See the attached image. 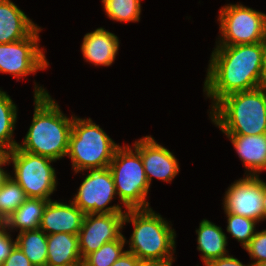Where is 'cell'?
<instances>
[{"label": "cell", "mask_w": 266, "mask_h": 266, "mask_svg": "<svg viewBox=\"0 0 266 266\" xmlns=\"http://www.w3.org/2000/svg\"><path fill=\"white\" fill-rule=\"evenodd\" d=\"M10 150L4 145L0 144V164L9 156Z\"/></svg>", "instance_id": "836d02e7"}, {"label": "cell", "mask_w": 266, "mask_h": 266, "mask_svg": "<svg viewBox=\"0 0 266 266\" xmlns=\"http://www.w3.org/2000/svg\"><path fill=\"white\" fill-rule=\"evenodd\" d=\"M9 233L5 224L0 223V265L5 261L11 249L16 244V240L13 241Z\"/></svg>", "instance_id": "83f0119b"}, {"label": "cell", "mask_w": 266, "mask_h": 266, "mask_svg": "<svg viewBox=\"0 0 266 266\" xmlns=\"http://www.w3.org/2000/svg\"><path fill=\"white\" fill-rule=\"evenodd\" d=\"M46 266H82L78 235L64 232L47 235Z\"/></svg>", "instance_id": "ac0fdd59"}, {"label": "cell", "mask_w": 266, "mask_h": 266, "mask_svg": "<svg viewBox=\"0 0 266 266\" xmlns=\"http://www.w3.org/2000/svg\"><path fill=\"white\" fill-rule=\"evenodd\" d=\"M257 266H266V260L263 262H260Z\"/></svg>", "instance_id": "8d00e7d4"}, {"label": "cell", "mask_w": 266, "mask_h": 266, "mask_svg": "<svg viewBox=\"0 0 266 266\" xmlns=\"http://www.w3.org/2000/svg\"><path fill=\"white\" fill-rule=\"evenodd\" d=\"M37 27L11 0H0V43L27 38Z\"/></svg>", "instance_id": "e0dca14e"}, {"label": "cell", "mask_w": 266, "mask_h": 266, "mask_svg": "<svg viewBox=\"0 0 266 266\" xmlns=\"http://www.w3.org/2000/svg\"><path fill=\"white\" fill-rule=\"evenodd\" d=\"M262 72L266 86V38L262 41Z\"/></svg>", "instance_id": "1f68e13d"}, {"label": "cell", "mask_w": 266, "mask_h": 266, "mask_svg": "<svg viewBox=\"0 0 266 266\" xmlns=\"http://www.w3.org/2000/svg\"><path fill=\"white\" fill-rule=\"evenodd\" d=\"M107 17L118 22H138L141 0H102Z\"/></svg>", "instance_id": "cb8c5ba5"}, {"label": "cell", "mask_w": 266, "mask_h": 266, "mask_svg": "<svg viewBox=\"0 0 266 266\" xmlns=\"http://www.w3.org/2000/svg\"><path fill=\"white\" fill-rule=\"evenodd\" d=\"M0 266H33L26 255L18 247L17 244L13 246L10 254Z\"/></svg>", "instance_id": "f1b7e54d"}, {"label": "cell", "mask_w": 266, "mask_h": 266, "mask_svg": "<svg viewBox=\"0 0 266 266\" xmlns=\"http://www.w3.org/2000/svg\"><path fill=\"white\" fill-rule=\"evenodd\" d=\"M264 181L259 176L246 175L234 181L225 192L224 212L264 221L262 204Z\"/></svg>", "instance_id": "8fae6325"}, {"label": "cell", "mask_w": 266, "mask_h": 266, "mask_svg": "<svg viewBox=\"0 0 266 266\" xmlns=\"http://www.w3.org/2000/svg\"><path fill=\"white\" fill-rule=\"evenodd\" d=\"M197 233V250L202 253L201 259L206 265L209 261L229 255L226 250L227 236L222 228L213 222L203 219Z\"/></svg>", "instance_id": "d6986e66"}, {"label": "cell", "mask_w": 266, "mask_h": 266, "mask_svg": "<svg viewBox=\"0 0 266 266\" xmlns=\"http://www.w3.org/2000/svg\"><path fill=\"white\" fill-rule=\"evenodd\" d=\"M245 166L246 175L259 176L266 170V133L261 135H226Z\"/></svg>", "instance_id": "2e32d148"}, {"label": "cell", "mask_w": 266, "mask_h": 266, "mask_svg": "<svg viewBox=\"0 0 266 266\" xmlns=\"http://www.w3.org/2000/svg\"><path fill=\"white\" fill-rule=\"evenodd\" d=\"M47 203L48 200L41 198H27L4 222L7 230L19 229L21 233L39 229Z\"/></svg>", "instance_id": "ffe728a7"}, {"label": "cell", "mask_w": 266, "mask_h": 266, "mask_svg": "<svg viewBox=\"0 0 266 266\" xmlns=\"http://www.w3.org/2000/svg\"><path fill=\"white\" fill-rule=\"evenodd\" d=\"M9 165V156L0 164V186L4 183V181L10 176V173L2 168L3 165Z\"/></svg>", "instance_id": "d6a6232c"}, {"label": "cell", "mask_w": 266, "mask_h": 266, "mask_svg": "<svg viewBox=\"0 0 266 266\" xmlns=\"http://www.w3.org/2000/svg\"><path fill=\"white\" fill-rule=\"evenodd\" d=\"M263 210H264V220H266V182L263 186V198H262Z\"/></svg>", "instance_id": "d590c367"}, {"label": "cell", "mask_w": 266, "mask_h": 266, "mask_svg": "<svg viewBox=\"0 0 266 266\" xmlns=\"http://www.w3.org/2000/svg\"><path fill=\"white\" fill-rule=\"evenodd\" d=\"M37 27L27 38L11 43H0V72L12 74L13 78L25 77L49 66L43 49L39 48Z\"/></svg>", "instance_id": "9c48e42d"}, {"label": "cell", "mask_w": 266, "mask_h": 266, "mask_svg": "<svg viewBox=\"0 0 266 266\" xmlns=\"http://www.w3.org/2000/svg\"><path fill=\"white\" fill-rule=\"evenodd\" d=\"M205 266H254V265L252 263L245 265L242 262H240L237 258L227 255V256L220 257L218 259L209 261Z\"/></svg>", "instance_id": "f546056e"}, {"label": "cell", "mask_w": 266, "mask_h": 266, "mask_svg": "<svg viewBox=\"0 0 266 266\" xmlns=\"http://www.w3.org/2000/svg\"><path fill=\"white\" fill-rule=\"evenodd\" d=\"M264 86L262 42L216 45L209 60L204 81L206 96L213 107L228 94Z\"/></svg>", "instance_id": "6da1fadb"}, {"label": "cell", "mask_w": 266, "mask_h": 266, "mask_svg": "<svg viewBox=\"0 0 266 266\" xmlns=\"http://www.w3.org/2000/svg\"><path fill=\"white\" fill-rule=\"evenodd\" d=\"M140 260L126 250L111 266H137Z\"/></svg>", "instance_id": "4dcf8cb0"}, {"label": "cell", "mask_w": 266, "mask_h": 266, "mask_svg": "<svg viewBox=\"0 0 266 266\" xmlns=\"http://www.w3.org/2000/svg\"><path fill=\"white\" fill-rule=\"evenodd\" d=\"M137 266H166V265L153 261H140Z\"/></svg>", "instance_id": "e575fe53"}, {"label": "cell", "mask_w": 266, "mask_h": 266, "mask_svg": "<svg viewBox=\"0 0 266 266\" xmlns=\"http://www.w3.org/2000/svg\"><path fill=\"white\" fill-rule=\"evenodd\" d=\"M26 199L23 188L9 176L0 186V223H4Z\"/></svg>", "instance_id": "603a6c76"}, {"label": "cell", "mask_w": 266, "mask_h": 266, "mask_svg": "<svg viewBox=\"0 0 266 266\" xmlns=\"http://www.w3.org/2000/svg\"><path fill=\"white\" fill-rule=\"evenodd\" d=\"M225 214L227 216V232L245 248L255 235V228L258 222L229 212H225Z\"/></svg>", "instance_id": "484cf974"}, {"label": "cell", "mask_w": 266, "mask_h": 266, "mask_svg": "<svg viewBox=\"0 0 266 266\" xmlns=\"http://www.w3.org/2000/svg\"><path fill=\"white\" fill-rule=\"evenodd\" d=\"M134 226L127 250L140 261H153L166 266H172L173 253L176 248V231L169 222L164 220L152 208L127 209L124 215V225Z\"/></svg>", "instance_id": "277c9868"}, {"label": "cell", "mask_w": 266, "mask_h": 266, "mask_svg": "<svg viewBox=\"0 0 266 266\" xmlns=\"http://www.w3.org/2000/svg\"><path fill=\"white\" fill-rule=\"evenodd\" d=\"M9 162L13 163L14 176H11L24 190L27 198L51 200L56 190L57 180L54 160L19 149L9 152Z\"/></svg>", "instance_id": "52a82bcc"}, {"label": "cell", "mask_w": 266, "mask_h": 266, "mask_svg": "<svg viewBox=\"0 0 266 266\" xmlns=\"http://www.w3.org/2000/svg\"><path fill=\"white\" fill-rule=\"evenodd\" d=\"M16 244L33 266H46L47 234L41 230H29L18 234Z\"/></svg>", "instance_id": "44dd1931"}, {"label": "cell", "mask_w": 266, "mask_h": 266, "mask_svg": "<svg viewBox=\"0 0 266 266\" xmlns=\"http://www.w3.org/2000/svg\"><path fill=\"white\" fill-rule=\"evenodd\" d=\"M119 146L91 118L74 115L66 156L75 173L108 168Z\"/></svg>", "instance_id": "5b68a950"}, {"label": "cell", "mask_w": 266, "mask_h": 266, "mask_svg": "<svg viewBox=\"0 0 266 266\" xmlns=\"http://www.w3.org/2000/svg\"><path fill=\"white\" fill-rule=\"evenodd\" d=\"M119 43L114 33L100 27L85 34L81 51L86 62L95 66H110L115 61Z\"/></svg>", "instance_id": "9a60e30c"}, {"label": "cell", "mask_w": 266, "mask_h": 266, "mask_svg": "<svg viewBox=\"0 0 266 266\" xmlns=\"http://www.w3.org/2000/svg\"><path fill=\"white\" fill-rule=\"evenodd\" d=\"M85 214L72 202L65 204L57 200H48L39 229L47 235L69 233L78 235Z\"/></svg>", "instance_id": "5bb4252c"}, {"label": "cell", "mask_w": 266, "mask_h": 266, "mask_svg": "<svg viewBox=\"0 0 266 266\" xmlns=\"http://www.w3.org/2000/svg\"><path fill=\"white\" fill-rule=\"evenodd\" d=\"M125 213L90 214L84 216L78 233L81 258L98 250L103 244L118 240L124 226Z\"/></svg>", "instance_id": "7c38bea8"}, {"label": "cell", "mask_w": 266, "mask_h": 266, "mask_svg": "<svg viewBox=\"0 0 266 266\" xmlns=\"http://www.w3.org/2000/svg\"><path fill=\"white\" fill-rule=\"evenodd\" d=\"M133 146L141 155L150 186L152 177L169 183L179 173L180 167L176 157L167 148L158 144L153 137L140 138L133 143Z\"/></svg>", "instance_id": "4fadbf2b"}, {"label": "cell", "mask_w": 266, "mask_h": 266, "mask_svg": "<svg viewBox=\"0 0 266 266\" xmlns=\"http://www.w3.org/2000/svg\"><path fill=\"white\" fill-rule=\"evenodd\" d=\"M219 13L216 45L255 44L266 38V14L242 4H228Z\"/></svg>", "instance_id": "ba28073f"}, {"label": "cell", "mask_w": 266, "mask_h": 266, "mask_svg": "<svg viewBox=\"0 0 266 266\" xmlns=\"http://www.w3.org/2000/svg\"><path fill=\"white\" fill-rule=\"evenodd\" d=\"M88 172L72 202L84 214L125 213L119 204L108 206L117 195L110 169L88 170Z\"/></svg>", "instance_id": "30bf717a"}, {"label": "cell", "mask_w": 266, "mask_h": 266, "mask_svg": "<svg viewBox=\"0 0 266 266\" xmlns=\"http://www.w3.org/2000/svg\"><path fill=\"white\" fill-rule=\"evenodd\" d=\"M126 238L122 235L118 240L103 244L98 250L82 259V266H111L126 250L123 251Z\"/></svg>", "instance_id": "d4e9b609"}, {"label": "cell", "mask_w": 266, "mask_h": 266, "mask_svg": "<svg viewBox=\"0 0 266 266\" xmlns=\"http://www.w3.org/2000/svg\"><path fill=\"white\" fill-rule=\"evenodd\" d=\"M34 113L31 126L21 144L17 147L54 161L67 155L69 136L74 116L71 119L62 113L55 99L47 90L35 84Z\"/></svg>", "instance_id": "7a4b0ae2"}, {"label": "cell", "mask_w": 266, "mask_h": 266, "mask_svg": "<svg viewBox=\"0 0 266 266\" xmlns=\"http://www.w3.org/2000/svg\"><path fill=\"white\" fill-rule=\"evenodd\" d=\"M17 120V106L11 97L0 89V144L10 151L17 146L13 131Z\"/></svg>", "instance_id": "7402d4cb"}, {"label": "cell", "mask_w": 266, "mask_h": 266, "mask_svg": "<svg viewBox=\"0 0 266 266\" xmlns=\"http://www.w3.org/2000/svg\"><path fill=\"white\" fill-rule=\"evenodd\" d=\"M209 115L225 135L266 133V86L226 95Z\"/></svg>", "instance_id": "3957f363"}, {"label": "cell", "mask_w": 266, "mask_h": 266, "mask_svg": "<svg viewBox=\"0 0 266 266\" xmlns=\"http://www.w3.org/2000/svg\"><path fill=\"white\" fill-rule=\"evenodd\" d=\"M111 171L116 194L127 209H148L146 201L150 185L147 181L140 153L130 146H119L108 167Z\"/></svg>", "instance_id": "8992f818"}, {"label": "cell", "mask_w": 266, "mask_h": 266, "mask_svg": "<svg viewBox=\"0 0 266 266\" xmlns=\"http://www.w3.org/2000/svg\"><path fill=\"white\" fill-rule=\"evenodd\" d=\"M251 260L254 261L251 262L254 266H257L260 262H263L266 260V229L262 231L255 232V235L250 240L248 245L244 248Z\"/></svg>", "instance_id": "4316f807"}]
</instances>
